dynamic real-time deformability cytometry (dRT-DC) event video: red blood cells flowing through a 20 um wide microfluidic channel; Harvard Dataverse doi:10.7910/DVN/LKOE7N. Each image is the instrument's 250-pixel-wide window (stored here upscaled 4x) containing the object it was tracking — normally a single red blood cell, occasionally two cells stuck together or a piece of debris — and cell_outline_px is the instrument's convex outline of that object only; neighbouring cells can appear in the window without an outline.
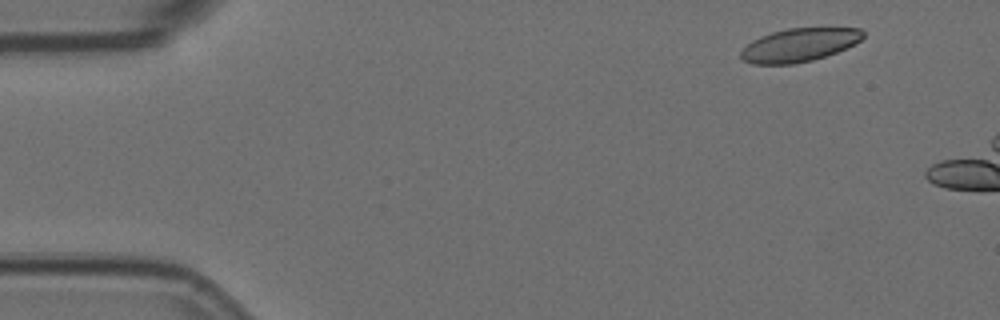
{"species": "Egyptian fruit bat (a non-hibernating species)", "species_latin": "Rousettus aegyptiacus", "temperature_condition": "room temperature", "stored_images_in_passage": 4, "camera_frame_rate_fps": 3000, "um_per_image_px": 0.085, "animal": {"sex": "female"}, "frame": {"image": 1, "passage_image": 1, "time_ms": 0.0, "image_size_px": [1000, 320], "cell_outline_px": [[864, 36], [860, 40], [836, 52], [812, 60], [792, 64], [752, 64], [744, 60], [740, 56], [740, 52], [752, 40], [760, 36], [772, 32], [788, 28], [860, 28], [864, 32]], "centroid_in_image_um": [67.9, 3.82], "position_along_channel_um": 17.1, "area_um2": 23.47}}